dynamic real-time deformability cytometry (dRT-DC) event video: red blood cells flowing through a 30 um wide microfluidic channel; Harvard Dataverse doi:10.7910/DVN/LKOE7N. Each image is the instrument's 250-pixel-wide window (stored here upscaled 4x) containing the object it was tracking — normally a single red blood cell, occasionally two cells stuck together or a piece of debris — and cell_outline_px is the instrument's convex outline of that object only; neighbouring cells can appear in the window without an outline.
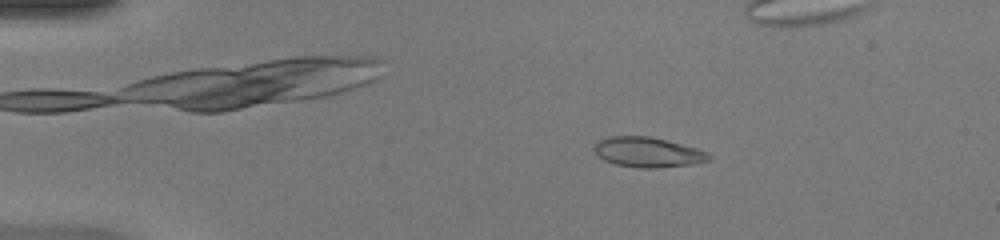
{"species": "common noctule bat (a hibernating species)", "species_latin": "Nyctalus noctula", "temperature_condition": "warm", "stored_images_in_passage": 34, "camera_frame_rate_fps": 3000, "um_per_image_px": 0.085, "animal": {"sex": "female", "body_mass_g": 20.0, "forearm_length_mm": 54.0}, "frame": {"image": 1, "passage_image": 9, "time_ms": 2.667, "image_size_px": [1000, 240], "cell_outline_px": [[712, 160], [692, 164], [656, 168], [640, 168], [616, 164], [604, 160], [596, 152], [596, 140], [608, 136], [648, 136], [696, 148], [708, 152], [712, 156]], "centroid_in_image_um": [55.09, 12.94], "position_along_channel_um": 29.9, "area_um2": 19.88}}
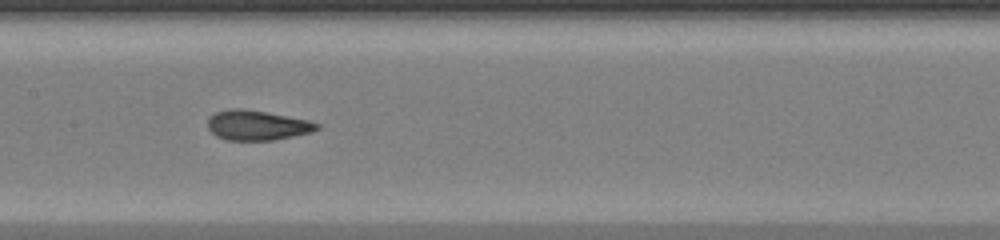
{"frame": {"image": 2, "passage_image": 25, "time_ms": 8.0, "image_size_px": [1000, 240], "cell_outline_px": [[320, 128], [312, 132], [272, 140], [228, 140], [216, 136], [208, 128], [208, 120], [216, 112], [232, 108], [240, 108], [264, 112], [308, 120], [320, 124]], "centroid_in_image_um": [21.86, 10.65], "position_along_channel_um": 185.5, "area_um2": 18.73}}
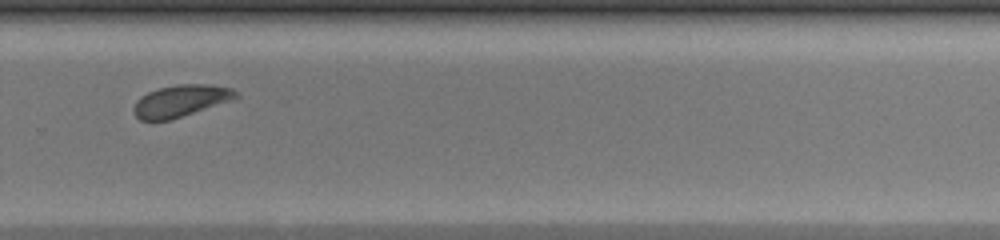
{"frame": {"image": 3, "passage_image": 32, "time_ms": 10.333, "image_size_px": [1000, 240], "cell_outline_px": [[240, 96], [236, 100], [172, 120], [140, 120], [132, 112], [132, 108], [136, 100], [140, 96], [148, 92], [160, 88], [176, 84], [212, 84], [232, 88], [240, 92]], "centroid_in_image_um": [15.43, 8.57], "position_along_channel_um": 314.4, "area_um2": 19.65}}